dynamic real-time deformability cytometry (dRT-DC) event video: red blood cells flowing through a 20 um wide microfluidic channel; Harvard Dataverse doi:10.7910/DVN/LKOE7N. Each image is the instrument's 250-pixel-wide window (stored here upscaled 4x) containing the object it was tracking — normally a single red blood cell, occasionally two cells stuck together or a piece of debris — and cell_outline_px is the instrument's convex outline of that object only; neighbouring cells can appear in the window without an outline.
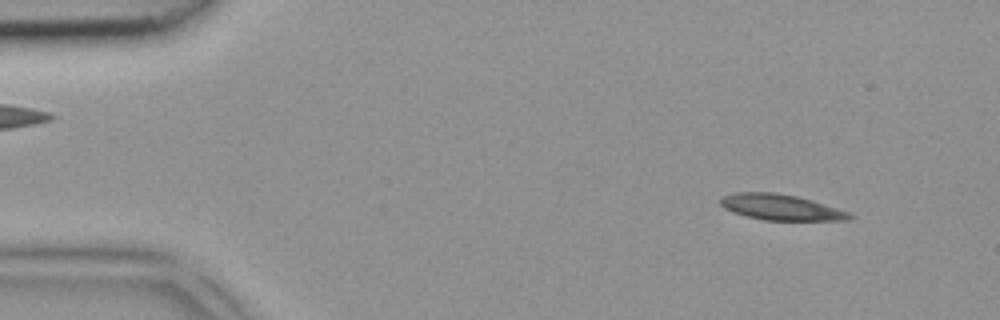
{"species": "common noctule bat (a hibernating species)", "species_latin": "Nyctalus noctula", "temperature_condition": "room temperature", "stored_images_in_passage": 4, "camera_frame_rate_fps": 3000, "um_per_image_px": 0.085, "animal": {"sex": "female", "body_mass_g": 18.4}, "frame": {"image": 1, "passage_image": 1, "time_ms": 0.0, "image_size_px": [1000, 320], "cell_outline_px": [[852, 216], [848, 220], [764, 220], [732, 212], [724, 208], [720, 204], [720, 200], [724, 196], [732, 192], [776, 192], [796, 196], [812, 200], [848, 212]], "centroid_in_image_um": [66.32, 17.6], "position_along_channel_um": 18.7, "area_um2": 19.19}}
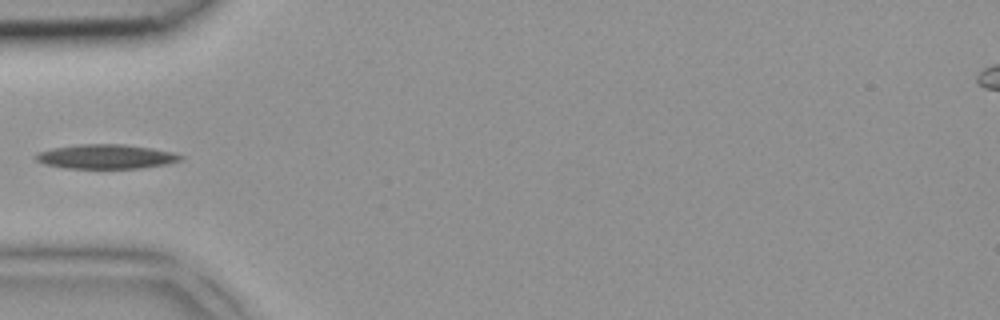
{"frame": {"image": 2, "passage_image": 4, "time_ms": 1.0, "image_size_px": [1000, 320], "cell_outline_px": [[184, 160], [168, 164], [140, 168], [64, 168], [44, 164], [36, 160], [36, 156], [40, 152], [52, 148], [80, 144], [124, 144], [152, 148], [172, 152], [184, 156]], "centroid_in_image_um": [9.07, 13.31], "position_along_channel_um": 75.9, "area_um2": 20.58}}